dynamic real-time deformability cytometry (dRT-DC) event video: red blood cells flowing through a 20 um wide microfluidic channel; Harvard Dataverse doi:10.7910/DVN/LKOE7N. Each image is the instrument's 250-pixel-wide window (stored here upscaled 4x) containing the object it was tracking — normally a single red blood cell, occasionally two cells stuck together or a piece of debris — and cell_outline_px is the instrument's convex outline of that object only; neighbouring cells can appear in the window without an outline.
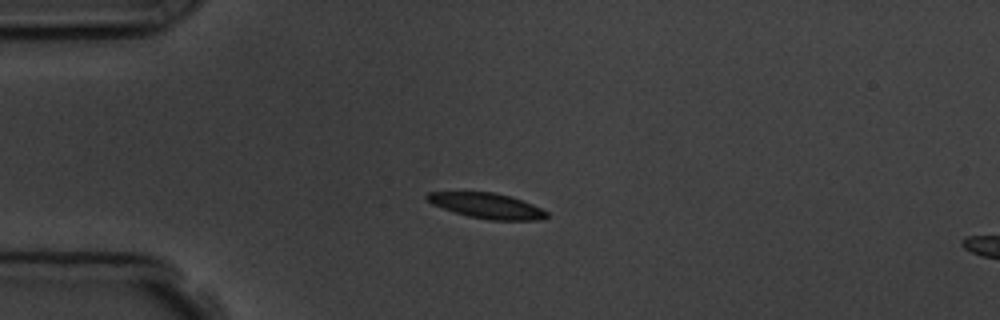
{"species": "common noctule bat (a hibernating species)", "species_latin": "Nyctalus noctula", "temperature_condition": "room temperature", "stored_images_in_passage": 5, "segment_of_instrument_passage": [1, 2], "camera_frame_rate_fps": 3000, "um_per_image_px": 0.085, "animal": {"sex": "male", "body_mass_g": 19.5, "forearm_length_mm": 54.6}, "frame": {"image": 1, "passage_image": 4, "time_ms": 3.333, "image_size_px": [1000, 320], "cell_outline_px": [[548, 216], [540, 220], [488, 220], [468, 216], [432, 204], [424, 196], [428, 192], [492, 192], [512, 196], [532, 204], [548, 212]], "centroid_in_image_um": [41.41, 17.49], "position_along_channel_um": 43.6, "area_um2": 17.57}}